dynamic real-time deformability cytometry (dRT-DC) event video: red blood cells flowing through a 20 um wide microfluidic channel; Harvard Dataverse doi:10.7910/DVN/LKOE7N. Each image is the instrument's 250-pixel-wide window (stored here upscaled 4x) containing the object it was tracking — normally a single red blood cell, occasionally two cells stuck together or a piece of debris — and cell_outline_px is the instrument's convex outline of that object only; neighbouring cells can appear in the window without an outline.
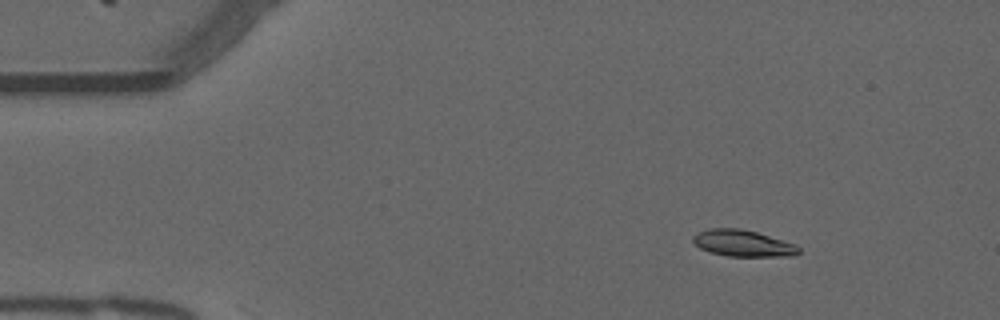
{"species": "common noctule bat (a hibernating species)", "species_latin": "Nyctalus noctula", "temperature_condition": "warm", "stored_images_in_passage": 21, "camera_frame_rate_fps": 3000, "um_per_image_px": 0.085, "animal": {"sex": "male", "forearm_length_mm": 52.5}, "frame": {"image": 1, "passage_image": 2, "time_ms": 0.333, "image_size_px": [1000, 320], "cell_outline_px": [[800, 252], [796, 256], [728, 256], [712, 252], [700, 248], [692, 240], [692, 236], [708, 228], [740, 228], [756, 232], [796, 244], [800, 248]], "centroid_in_image_um": [63.18, 20.68], "position_along_channel_um": 21.8, "area_um2": 16.24}}
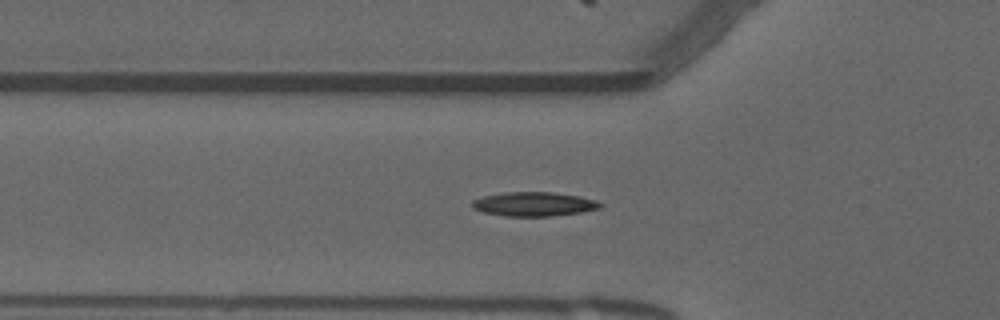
{"frame": {"image": 2, "passage_image": 13, "time_ms": 4.0, "image_size_px": [1000, 320], "cell_outline_px": [[604, 204], [600, 208], [580, 212], [552, 216], [504, 216], [484, 212], [472, 208], [472, 200], [484, 196], [504, 192], [552, 192], [580, 196], [596, 200]], "centroid_in_image_um": [45.39, 17.34], "position_along_channel_um": 80.4, "area_um2": 18.03}}
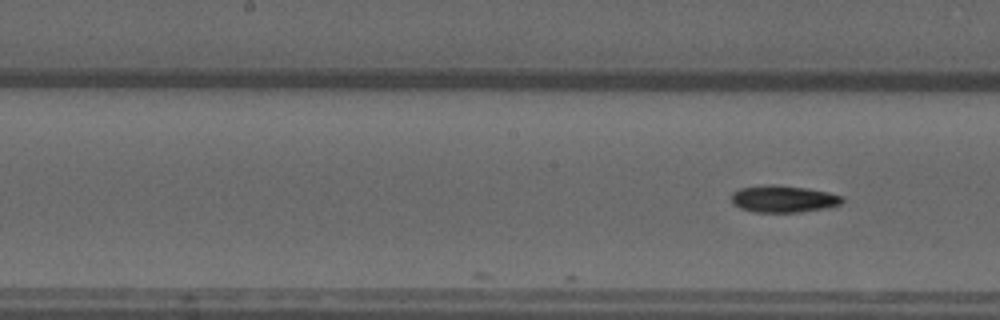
{"frame": {"image": 3, "passage_image": 21, "time_ms": 6.667, "image_size_px": [1000, 320], "cell_outline_px": [[844, 200], [840, 204], [824, 208], [800, 212], [756, 212], [740, 208], [732, 200], [732, 192], [740, 188], [804, 188], [828, 192], [844, 196]], "centroid_in_image_um": [66.66, 16.96], "position_along_channel_um": 181.5, "area_um2": 16.24}}